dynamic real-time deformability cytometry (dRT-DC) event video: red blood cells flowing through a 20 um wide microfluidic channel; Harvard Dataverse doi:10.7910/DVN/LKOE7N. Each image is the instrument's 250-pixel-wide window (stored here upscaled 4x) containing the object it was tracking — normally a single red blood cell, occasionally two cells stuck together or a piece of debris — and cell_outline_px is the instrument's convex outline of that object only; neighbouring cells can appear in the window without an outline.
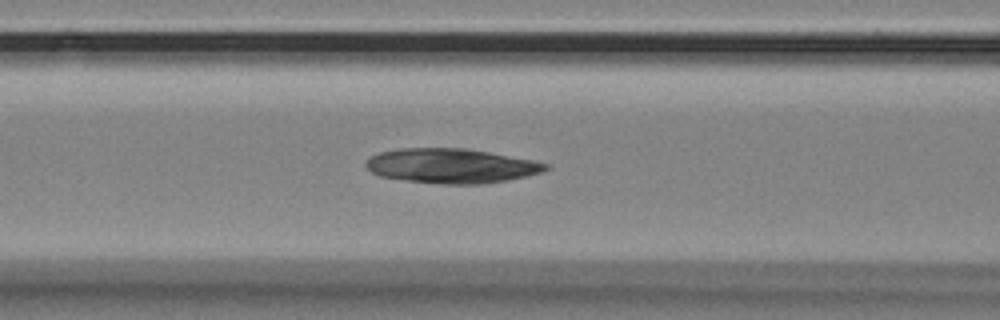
{"species": "Egyptian fruit bat (a non-hibernating species)", "species_latin": "Rousettus aegyptiacus", "temperature_condition": "room temperature", "stored_images_in_passage": 39, "camera_frame_rate_fps": 3000, "um_per_image_px": 0.085, "animal": {"sex": "female"}, "frame": {"image": 1, "passage_image": 8, "time_ms": 2.333, "image_size_px": [1000, 320], "cell_outline_px": [[552, 168], [540, 172], [524, 176], [504, 180], [480, 184], [444, 184], [404, 180], [380, 176], [372, 172], [364, 164], [372, 156], [380, 152], [400, 148], [464, 148], [488, 152], [532, 160], [548, 164]], "centroid_in_image_um": [38.34, 14.09], "position_along_channel_um": 128.3, "area_um2": 35.84}}
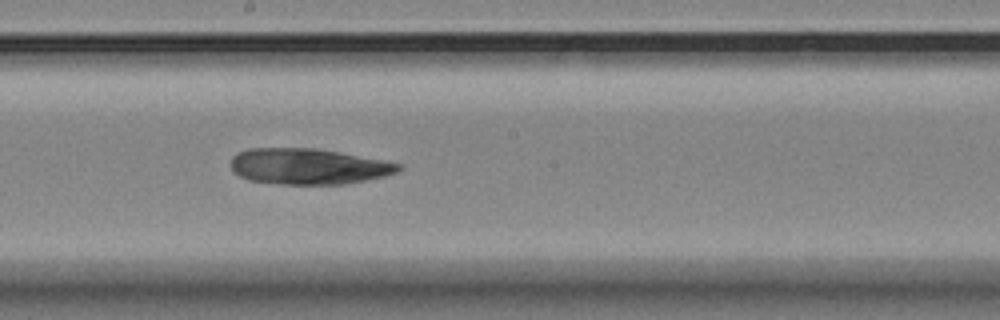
{"frame": {"image": 2, "passage_image": 16, "time_ms": 5.0, "image_size_px": [1000, 320], "cell_outline_px": [[404, 168], [396, 172], [384, 176], [344, 184], [280, 184], [248, 180], [232, 172], [232, 156], [236, 152], [248, 148], [316, 148], [380, 160], [400, 164]], "centroid_in_image_um": [26.14, 14.14], "position_along_channel_um": 222.1, "area_um2": 34.85}}
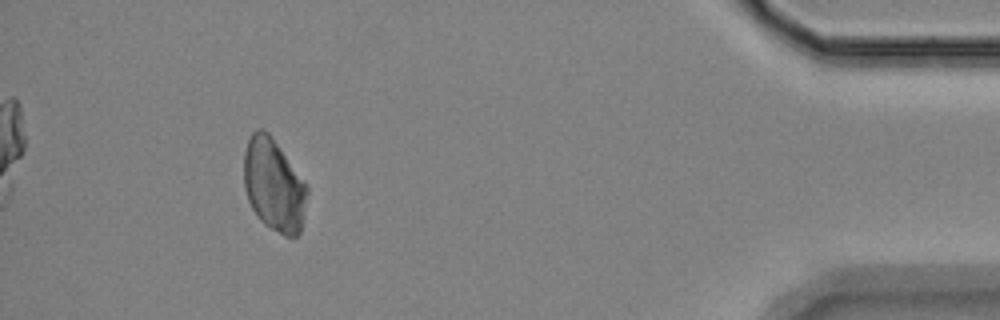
{"frame": {"image": 3, "passage_image": 37, "time_ms": 12.0, "image_size_px": [1000, 320], "cell_outline_px": [[308, 192], [300, 232], [296, 236], [284, 236], [264, 224], [260, 220], [252, 208], [248, 200], [244, 188], [244, 152], [248, 140], [252, 132], [256, 128], [260, 128], [268, 132], [304, 180], [308, 188]], "centroid_in_image_um": [23.26, 15.73], "position_along_channel_um": 411.9, "area_um2": 33.99}}